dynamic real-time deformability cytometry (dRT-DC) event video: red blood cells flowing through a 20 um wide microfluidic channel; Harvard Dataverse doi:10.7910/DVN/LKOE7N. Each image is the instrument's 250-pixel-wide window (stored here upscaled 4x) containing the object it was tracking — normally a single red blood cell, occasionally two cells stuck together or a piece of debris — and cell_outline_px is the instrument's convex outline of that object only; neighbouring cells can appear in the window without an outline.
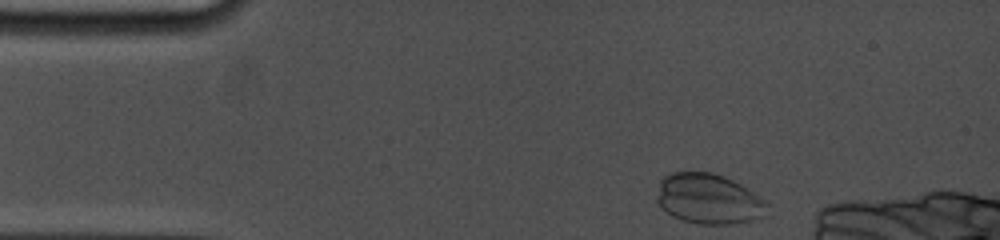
{"species": "common noctule bat (a hibernating species)", "species_latin": "Nyctalus noctula", "temperature_condition": "cold", "stored_images_in_passage": 36, "camera_frame_rate_fps": 5000, "um_per_image_px": 0.085, "animal": {"sex": "female", "body_mass_g": 19.0, "forearm_length_mm": 53.3}, "frame": {"image": 1, "passage_image": 1, "time_ms": 0.0, "image_size_px": [1000, 240], "cell_outline_px": [[768, 204], [764, 216], [752, 220], [732, 224], [700, 224], [680, 220], [672, 216], [656, 200], [660, 180], [664, 176], [672, 172], [712, 172], [724, 176], [740, 184], [764, 200]], "centroid_in_image_um": [60.22, 16.91], "position_along_channel_um": 24.8, "area_um2": 32.14}}
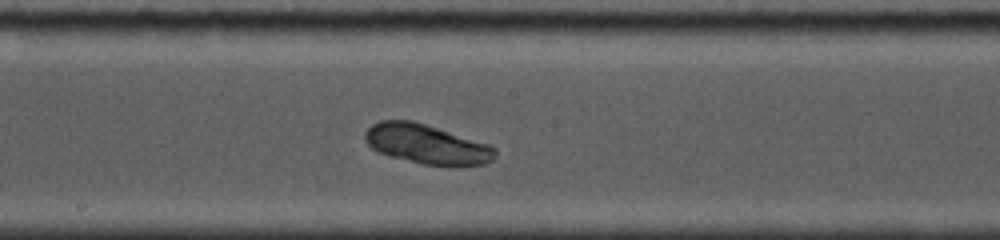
{"frame": {"image": 2, "passage_image": 16, "time_ms": 6.6, "image_size_px": [1000, 240], "cell_outline_px": [[496, 156], [492, 160], [484, 164], [424, 164], [388, 156], [372, 148], [364, 140], [364, 132], [372, 124], [380, 120], [412, 120], [488, 144], [496, 148]], "centroid_in_image_um": [36.21, 12.23], "position_along_channel_um": 212.0, "area_um2": 29.42}}
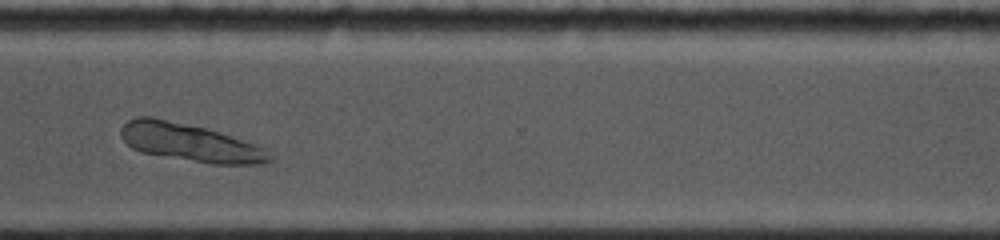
{"frame": {"image": 3, "passage_image": 28, "time_ms": 10.4, "image_size_px": [1000, 240], "cell_outline_px": [[272, 160], [268, 164], [212, 164], [140, 152], [132, 148], [120, 136], [120, 128], [128, 120], [136, 116], [152, 116], [204, 128], [232, 136], [256, 144], [264, 148], [272, 156]], "centroid_in_image_um": [16.15, 12.12], "position_along_channel_um": 354.5, "area_um2": 32.77}}